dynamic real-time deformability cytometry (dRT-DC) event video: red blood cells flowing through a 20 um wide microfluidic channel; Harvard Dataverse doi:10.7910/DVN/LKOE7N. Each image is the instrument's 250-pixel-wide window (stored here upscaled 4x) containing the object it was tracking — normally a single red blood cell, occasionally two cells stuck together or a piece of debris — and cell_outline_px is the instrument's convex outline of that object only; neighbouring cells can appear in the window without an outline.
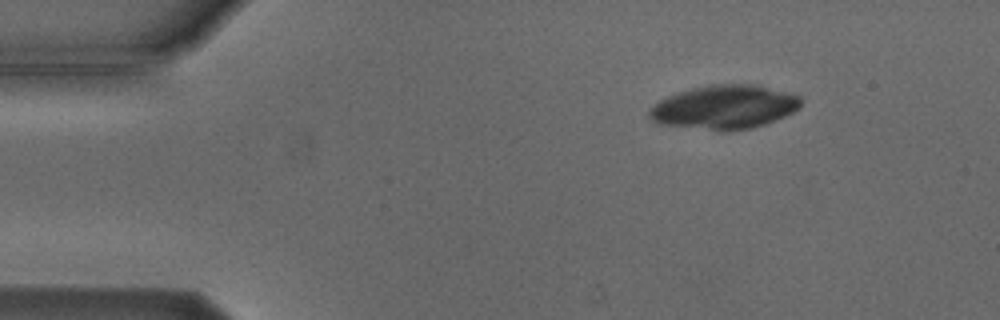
{"species": "Egyptian fruit bat (a non-hibernating species)", "species_latin": "Rousettus aegyptiacus", "temperature_condition": "cold", "stored_images_in_passage": 3, "camera_frame_rate_fps": 3000, "um_per_image_px": 0.085, "animal": {"sex": "male"}, "frame": {"image": 1, "passage_image": 1, "time_ms": 0.0, "image_size_px": [1000, 320], "cell_outline_px": [[800, 104], [792, 112], [784, 116], [764, 124], [752, 128], [728, 132], [720, 132], [656, 124], [648, 116], [648, 112], [660, 100], [668, 96], [692, 88], [712, 84], [756, 84], [800, 96]], "centroid_in_image_um": [61.53, 9.13], "position_along_channel_um": 23.5, "area_um2": 38.84}}